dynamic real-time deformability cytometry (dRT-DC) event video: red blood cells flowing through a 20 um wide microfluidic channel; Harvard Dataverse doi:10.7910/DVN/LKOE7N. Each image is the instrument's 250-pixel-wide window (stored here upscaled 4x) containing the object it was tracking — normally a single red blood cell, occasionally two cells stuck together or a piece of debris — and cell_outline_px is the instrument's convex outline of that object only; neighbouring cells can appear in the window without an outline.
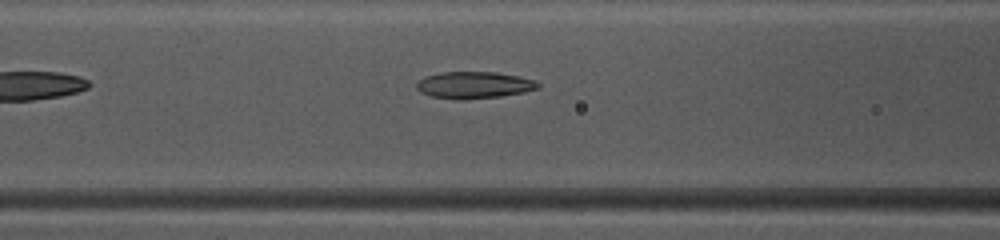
{"species": "common noctule bat (a hibernating species)", "species_latin": "Nyctalus noctula", "temperature_condition": "warm", "stored_images_in_passage": 37, "camera_frame_rate_fps": 3000, "um_per_image_px": 0.085, "animal": {"sex": "female", "body_mass_g": 10.0, "forearm_length_mm": 53.1}, "frame": {"image": 1, "passage_image": 9, "time_ms": 2.667, "image_size_px": [1000, 240], "cell_outline_px": [[540, 88], [524, 92], [500, 96], [460, 100], [432, 96], [420, 92], [416, 88], [416, 84], [424, 76], [440, 72], [496, 72], [520, 76], [536, 80], [540, 84]], "centroid_in_image_um": [40.31, 7.22], "position_along_channel_um": 126.3, "area_um2": 19.07}}
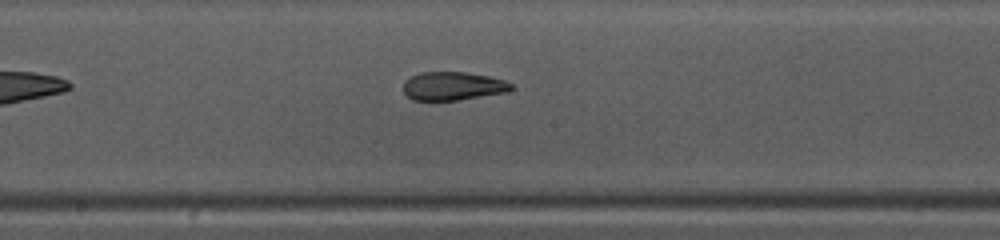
{"frame": {"image": 2, "passage_image": 15, "time_ms": 4.667, "image_size_px": [1000, 240], "cell_outline_px": [[516, 88], [508, 92], [456, 100], [412, 100], [404, 92], [404, 80], [420, 72], [464, 72], [488, 76], [504, 80], [512, 84]], "centroid_in_image_um": [38.52, 7.31], "position_along_channel_um": 209.7, "area_um2": 17.86}}
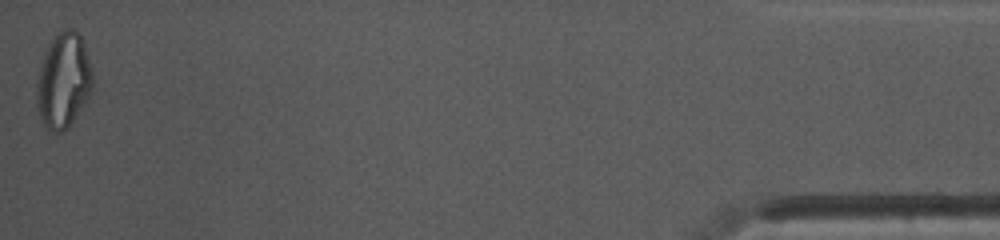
{"frame": {"image": 3, "passage_image": 37, "time_ms": 12.0, "image_size_px": [1000, 240], "cell_outline_px": [[92, 88], [88, 96], [68, 128], [64, 132], [52, 132], [44, 128], [40, 120], [36, 100], [36, 84], [40, 68], [48, 44], [56, 32], [64, 28], [72, 28], [80, 36], [84, 44], [92, 68]], "centroid_in_image_um": [5.37, 6.86], "position_along_channel_um": 429.8, "area_um2": 31.1}, "authors_computed_cell_mechanics": {"area_um2": 18.9584, "velocity_mm_per_s": 4.162, "shape_relaxation_time_tau1_ms": 5.0423, "shape_relaxation_time_tau2_ms": 2.394, "deformation_change_tau1": 0.2006, "deformation_change_tau2": 0.0611}}